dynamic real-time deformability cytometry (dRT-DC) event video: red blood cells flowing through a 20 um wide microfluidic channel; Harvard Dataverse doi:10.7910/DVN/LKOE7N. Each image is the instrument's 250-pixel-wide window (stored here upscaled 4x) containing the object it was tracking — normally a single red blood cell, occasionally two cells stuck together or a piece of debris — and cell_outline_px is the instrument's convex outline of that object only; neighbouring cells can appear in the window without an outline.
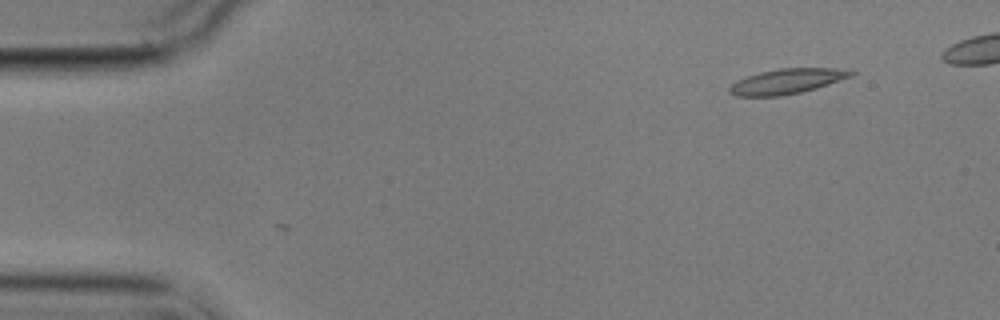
{"species": "common noctule bat (a hibernating species)", "species_latin": "Nyctalus noctula", "temperature_condition": "cold", "stored_images_in_passage": 5, "camera_frame_rate_fps": 3000, "um_per_image_px": 0.085, "animal": {"sex": "male", "body_mass_g": 17.9}, "frame": {"image": 1, "passage_image": 1, "time_ms": 0.0, "image_size_px": [1000, 320], "cell_outline_px": [[856, 72], [852, 76], [816, 88], [800, 92], [780, 96], [736, 96], [728, 92], [728, 88], [736, 80], [760, 72], [780, 68], [832, 68]], "centroid_in_image_um": [66.84, 6.91], "position_along_channel_um": 18.2, "area_um2": 17.57}}
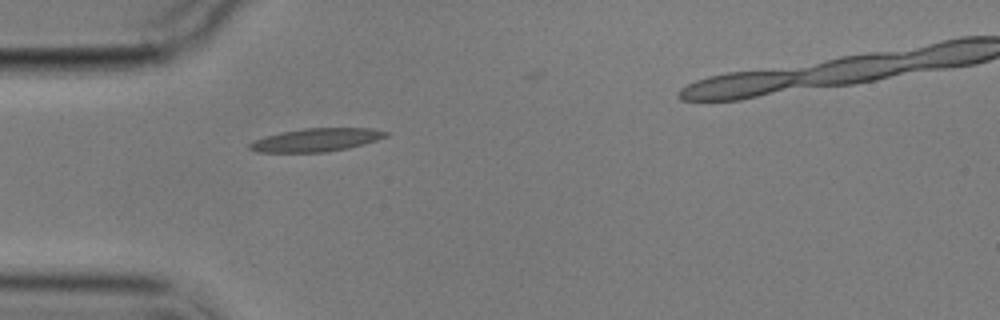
{"frame": {"image": 2, "passage_image": 4, "time_ms": 3.667, "image_size_px": [1000, 320], "cell_outline_px": [[388, 136], [364, 144], [348, 148], [328, 152], [256, 152], [248, 148], [248, 144], [252, 140], [284, 132], [304, 128], [372, 128], [388, 132]], "centroid_in_image_um": [26.88, 11.9], "position_along_channel_um": 58.1, "area_um2": 18.32}}